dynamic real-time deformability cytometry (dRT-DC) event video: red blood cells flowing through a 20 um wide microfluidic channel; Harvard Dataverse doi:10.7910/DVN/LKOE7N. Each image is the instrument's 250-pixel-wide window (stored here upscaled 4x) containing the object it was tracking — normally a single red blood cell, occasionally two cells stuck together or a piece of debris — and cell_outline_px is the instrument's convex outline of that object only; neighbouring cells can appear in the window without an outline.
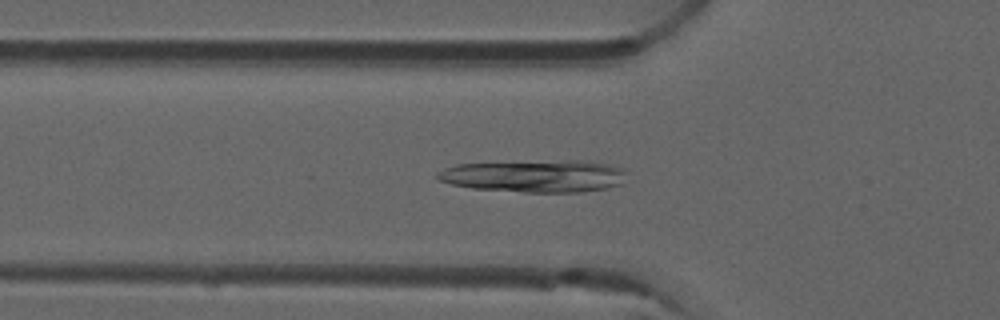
{"species": "common noctule bat (a hibernating species)", "species_latin": "Nyctalus noctula", "temperature_condition": "room temperature", "stored_images_in_passage": 51, "camera_frame_rate_fps": 3000, "um_per_image_px": 0.085, "animal": {"sex": "male", "forearm_length_mm": 52.5}, "frame": {"image": 1, "passage_image": 17, "time_ms": 5.333, "image_size_px": [1000, 320], "cell_outline_px": [[624, 184], [608, 188], [580, 192], [524, 192], [472, 188], [452, 184], [440, 180], [436, 176], [436, 172], [444, 168], [456, 164], [568, 160], [592, 160], [624, 168]], "centroid_in_image_um": [45.5, 14.96], "position_along_channel_um": 80.3, "area_um2": 35.84}}
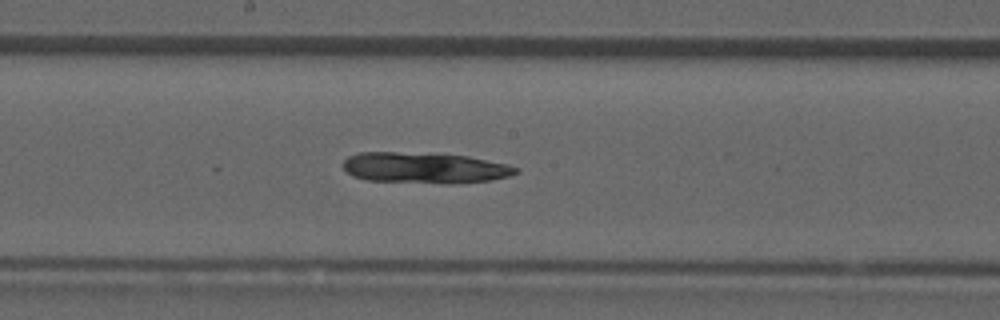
{"frame": {"image": 2, "passage_image": 27, "time_ms": 8.667, "image_size_px": [1000, 320], "cell_outline_px": [[520, 172], [508, 176], [492, 180], [456, 184], [444, 184], [368, 180], [352, 176], [344, 168], [344, 160], [348, 156], [360, 152], [396, 152], [468, 156], [508, 164], [520, 168]], "centroid_in_image_um": [36.14, 14.28], "position_along_channel_um": 212.1, "area_um2": 31.21}}
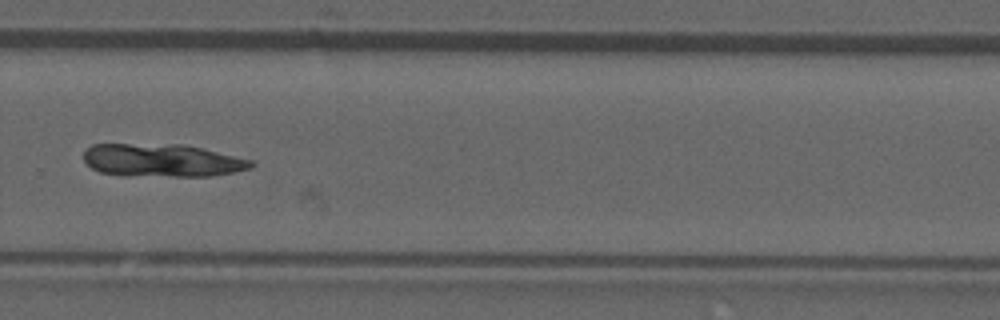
{"frame": {"image": 3, "passage_image": 35, "time_ms": 11.333, "image_size_px": [1000, 320], "cell_outline_px": [[256, 164], [248, 168], [232, 172], [208, 176], [124, 176], [100, 172], [92, 168], [84, 160], [84, 148], [92, 144], [180, 144], [200, 148], [256, 160]], "centroid_in_image_um": [13.75, 13.63], "position_along_channel_um": 316.0, "area_um2": 32.31}}